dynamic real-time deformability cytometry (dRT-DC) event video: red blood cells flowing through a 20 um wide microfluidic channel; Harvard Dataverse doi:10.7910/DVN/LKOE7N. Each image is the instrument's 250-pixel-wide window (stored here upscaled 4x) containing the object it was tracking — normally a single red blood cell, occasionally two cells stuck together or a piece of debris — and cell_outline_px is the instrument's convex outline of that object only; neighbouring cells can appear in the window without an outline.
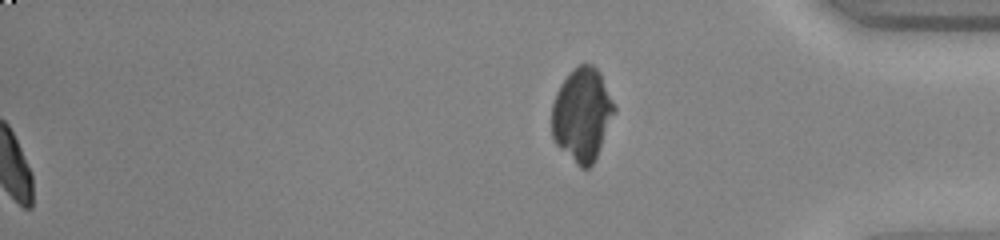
{"species": "common noctule bat (a hibernating species)", "species_latin": "Nyctalus noctula", "temperature_condition": "warm", "stored_images_in_passage": 46, "segment_of_instrument_passage": [2, 2], "camera_frame_rate_fps": 3000, "um_per_image_px": 0.085, "animal": {"sex": "female", "body_mass_g": 23.0, "forearm_length_mm": 53.4}, "frame": {"image": 1, "passage_image": 46, "time_ms": 15.0, "image_size_px": [1000, 240], "cell_outline_px": [[616, 112], [596, 156], [592, 164], [588, 168], [580, 168], [556, 144], [552, 136], [552, 104], [556, 92], [560, 84], [580, 64], [592, 64], [600, 72], [616, 108]], "centroid_in_image_um": [49.48, 9.74], "position_along_channel_um": 385.7, "area_um2": 33.64}}